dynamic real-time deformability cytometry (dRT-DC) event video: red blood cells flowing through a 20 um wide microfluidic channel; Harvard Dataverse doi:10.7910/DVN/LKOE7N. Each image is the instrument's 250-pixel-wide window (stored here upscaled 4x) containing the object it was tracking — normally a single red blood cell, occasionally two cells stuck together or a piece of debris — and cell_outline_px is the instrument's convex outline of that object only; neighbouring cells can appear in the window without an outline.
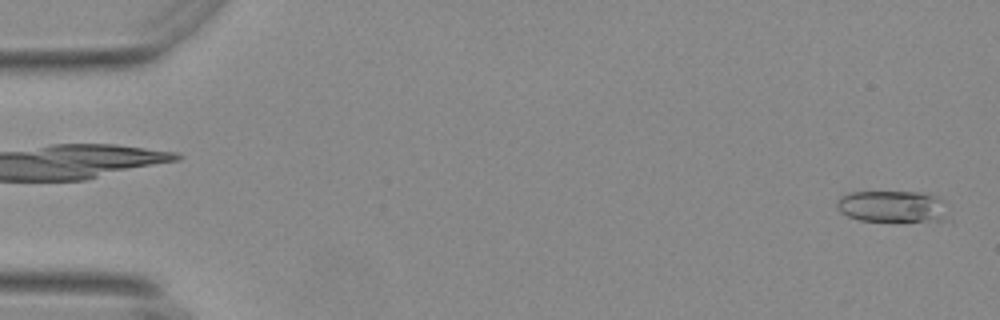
{"species": "Egyptian fruit bat (a non-hibernating species)", "species_latin": "Rousettus aegyptiacus", "temperature_condition": "warm", "stored_images_in_passage": 54, "camera_frame_rate_fps": 3000, "um_per_image_px": 0.085, "animal": {"sex": "female"}, "frame": {"image": 1, "passage_image": 1, "time_ms": 0.0, "image_size_px": [1000, 320], "cell_outline_px": [[940, 220], [860, 220], [848, 216], [840, 212], [836, 204], [836, 200], [840, 196], [848, 192], [920, 192], [936, 196], [940, 200]], "centroid_in_image_um": [75.63, 17.51], "position_along_channel_um": 9.4, "area_um2": 19.48}}
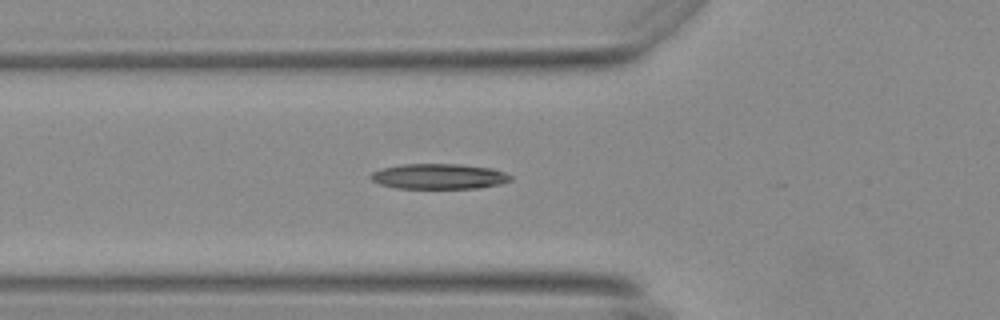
{"frame": {"image": 2, "passage_image": 19, "time_ms": 6.0, "image_size_px": [1000, 320], "cell_outline_px": [[512, 180], [500, 184], [480, 188], [396, 188], [380, 184], [372, 180], [368, 176], [372, 172], [380, 168], [400, 164], [460, 164], [492, 168], [504, 172], [512, 176]], "centroid_in_image_um": [37.29, 14.99], "position_along_channel_um": 88.5, "area_um2": 20.81}}
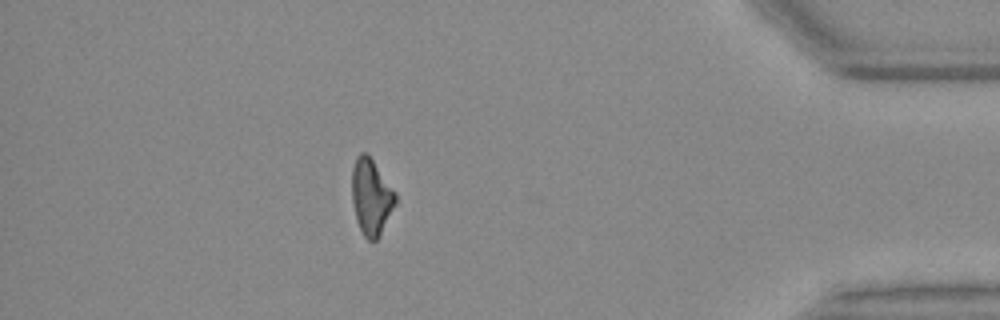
{"frame": {"image": 3, "passage_image": 48, "time_ms": 15.667, "image_size_px": [1000, 320], "cell_outline_px": [[396, 204], [376, 240], [368, 240], [364, 236], [356, 220], [352, 200], [352, 168], [356, 156], [360, 152], [368, 152], [396, 192]], "centroid_in_image_um": [31.54, 16.67], "position_along_channel_um": 403.7, "area_um2": 19.36}, "authors_computed_cell_mechanics": {"area_um2": 20.0566, "velocity_mm_per_s": 3.7087, "shape_relaxation_time_tau1_ms": 5.8979, "shape_relaxation_time_tau2_ms": null, "deformation_change_tau1": 0.1386, "deformation_change_tau2": null}}